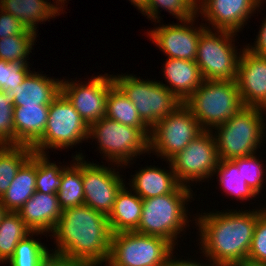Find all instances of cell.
Segmentation results:
<instances>
[{
	"mask_svg": "<svg viewBox=\"0 0 266 266\" xmlns=\"http://www.w3.org/2000/svg\"><path fill=\"white\" fill-rule=\"evenodd\" d=\"M52 234L57 249L51 254L78 266L108 262L112 233L107 215L86 205L65 209Z\"/></svg>",
	"mask_w": 266,
	"mask_h": 266,
	"instance_id": "obj_1",
	"label": "cell"
},
{
	"mask_svg": "<svg viewBox=\"0 0 266 266\" xmlns=\"http://www.w3.org/2000/svg\"><path fill=\"white\" fill-rule=\"evenodd\" d=\"M230 211L203 213L195 219L201 232L200 247L208 260L220 266H232L246 259L257 219L265 212ZM202 237V238H201Z\"/></svg>",
	"mask_w": 266,
	"mask_h": 266,
	"instance_id": "obj_2",
	"label": "cell"
},
{
	"mask_svg": "<svg viewBox=\"0 0 266 266\" xmlns=\"http://www.w3.org/2000/svg\"><path fill=\"white\" fill-rule=\"evenodd\" d=\"M190 186L181 185L175 192L142 199L141 220L136 232L158 236L176 245L177 235L189 223L185 207L193 197Z\"/></svg>",
	"mask_w": 266,
	"mask_h": 266,
	"instance_id": "obj_3",
	"label": "cell"
},
{
	"mask_svg": "<svg viewBox=\"0 0 266 266\" xmlns=\"http://www.w3.org/2000/svg\"><path fill=\"white\" fill-rule=\"evenodd\" d=\"M184 104L204 131H212L244 107L236 80H204Z\"/></svg>",
	"mask_w": 266,
	"mask_h": 266,
	"instance_id": "obj_4",
	"label": "cell"
},
{
	"mask_svg": "<svg viewBox=\"0 0 266 266\" xmlns=\"http://www.w3.org/2000/svg\"><path fill=\"white\" fill-rule=\"evenodd\" d=\"M262 110L244 106L233 118L215 128L219 160H234L256 154L265 136L266 124Z\"/></svg>",
	"mask_w": 266,
	"mask_h": 266,
	"instance_id": "obj_5",
	"label": "cell"
},
{
	"mask_svg": "<svg viewBox=\"0 0 266 266\" xmlns=\"http://www.w3.org/2000/svg\"><path fill=\"white\" fill-rule=\"evenodd\" d=\"M173 249L162 237L136 231L114 233L106 266H164Z\"/></svg>",
	"mask_w": 266,
	"mask_h": 266,
	"instance_id": "obj_6",
	"label": "cell"
},
{
	"mask_svg": "<svg viewBox=\"0 0 266 266\" xmlns=\"http://www.w3.org/2000/svg\"><path fill=\"white\" fill-rule=\"evenodd\" d=\"M113 79L133 103L140 118L150 129L182 104L160 81H144L135 75L124 74L114 75Z\"/></svg>",
	"mask_w": 266,
	"mask_h": 266,
	"instance_id": "obj_7",
	"label": "cell"
},
{
	"mask_svg": "<svg viewBox=\"0 0 266 266\" xmlns=\"http://www.w3.org/2000/svg\"><path fill=\"white\" fill-rule=\"evenodd\" d=\"M89 138L97 139L105 158L118 166H125L133 157L150 152L149 137L140 128L121 124L106 116L89 127Z\"/></svg>",
	"mask_w": 266,
	"mask_h": 266,
	"instance_id": "obj_8",
	"label": "cell"
},
{
	"mask_svg": "<svg viewBox=\"0 0 266 266\" xmlns=\"http://www.w3.org/2000/svg\"><path fill=\"white\" fill-rule=\"evenodd\" d=\"M89 138V126L61 92L49 105L43 136L32 146L33 152L46 154L50 148L73 147Z\"/></svg>",
	"mask_w": 266,
	"mask_h": 266,
	"instance_id": "obj_9",
	"label": "cell"
},
{
	"mask_svg": "<svg viewBox=\"0 0 266 266\" xmlns=\"http://www.w3.org/2000/svg\"><path fill=\"white\" fill-rule=\"evenodd\" d=\"M206 27L199 38L195 60L204 80H236L241 53H237L232 42L237 33L225 30L214 33Z\"/></svg>",
	"mask_w": 266,
	"mask_h": 266,
	"instance_id": "obj_10",
	"label": "cell"
},
{
	"mask_svg": "<svg viewBox=\"0 0 266 266\" xmlns=\"http://www.w3.org/2000/svg\"><path fill=\"white\" fill-rule=\"evenodd\" d=\"M203 132L191 110L182 103L151 128L149 151L168 162Z\"/></svg>",
	"mask_w": 266,
	"mask_h": 266,
	"instance_id": "obj_11",
	"label": "cell"
},
{
	"mask_svg": "<svg viewBox=\"0 0 266 266\" xmlns=\"http://www.w3.org/2000/svg\"><path fill=\"white\" fill-rule=\"evenodd\" d=\"M212 131H204L169 161L181 185L201 181L214 175L219 158ZM189 182V183H188Z\"/></svg>",
	"mask_w": 266,
	"mask_h": 266,
	"instance_id": "obj_12",
	"label": "cell"
},
{
	"mask_svg": "<svg viewBox=\"0 0 266 266\" xmlns=\"http://www.w3.org/2000/svg\"><path fill=\"white\" fill-rule=\"evenodd\" d=\"M89 81L80 84L62 79L61 92L90 127L106 116L107 95L115 82L108 74L92 77Z\"/></svg>",
	"mask_w": 266,
	"mask_h": 266,
	"instance_id": "obj_13",
	"label": "cell"
},
{
	"mask_svg": "<svg viewBox=\"0 0 266 266\" xmlns=\"http://www.w3.org/2000/svg\"><path fill=\"white\" fill-rule=\"evenodd\" d=\"M76 157H82L84 205L108 216L113 209L118 192L125 185L123 178L115 169L88 163L83 159L82 153L77 154Z\"/></svg>",
	"mask_w": 266,
	"mask_h": 266,
	"instance_id": "obj_14",
	"label": "cell"
},
{
	"mask_svg": "<svg viewBox=\"0 0 266 266\" xmlns=\"http://www.w3.org/2000/svg\"><path fill=\"white\" fill-rule=\"evenodd\" d=\"M195 18L181 21L182 25L178 23L156 27L148 32V35L168 58L195 61L199 38L201 33L207 28L204 25L194 28L193 22Z\"/></svg>",
	"mask_w": 266,
	"mask_h": 266,
	"instance_id": "obj_15",
	"label": "cell"
},
{
	"mask_svg": "<svg viewBox=\"0 0 266 266\" xmlns=\"http://www.w3.org/2000/svg\"><path fill=\"white\" fill-rule=\"evenodd\" d=\"M239 58L236 83L245 107L266 111V56L243 48Z\"/></svg>",
	"mask_w": 266,
	"mask_h": 266,
	"instance_id": "obj_16",
	"label": "cell"
},
{
	"mask_svg": "<svg viewBox=\"0 0 266 266\" xmlns=\"http://www.w3.org/2000/svg\"><path fill=\"white\" fill-rule=\"evenodd\" d=\"M198 5V14L200 12L212 28L234 33L239 32L250 14L260 7L256 0H201Z\"/></svg>",
	"mask_w": 266,
	"mask_h": 266,
	"instance_id": "obj_17",
	"label": "cell"
},
{
	"mask_svg": "<svg viewBox=\"0 0 266 266\" xmlns=\"http://www.w3.org/2000/svg\"><path fill=\"white\" fill-rule=\"evenodd\" d=\"M56 80L34 71L15 90L4 92L13 106H49L61 93L62 80Z\"/></svg>",
	"mask_w": 266,
	"mask_h": 266,
	"instance_id": "obj_18",
	"label": "cell"
},
{
	"mask_svg": "<svg viewBox=\"0 0 266 266\" xmlns=\"http://www.w3.org/2000/svg\"><path fill=\"white\" fill-rule=\"evenodd\" d=\"M62 211L57 194L36 191L17 213L32 232L51 233Z\"/></svg>",
	"mask_w": 266,
	"mask_h": 266,
	"instance_id": "obj_19",
	"label": "cell"
},
{
	"mask_svg": "<svg viewBox=\"0 0 266 266\" xmlns=\"http://www.w3.org/2000/svg\"><path fill=\"white\" fill-rule=\"evenodd\" d=\"M164 77L167 87L180 101L184 103L203 83L204 78L195 61L168 58L164 64Z\"/></svg>",
	"mask_w": 266,
	"mask_h": 266,
	"instance_id": "obj_20",
	"label": "cell"
},
{
	"mask_svg": "<svg viewBox=\"0 0 266 266\" xmlns=\"http://www.w3.org/2000/svg\"><path fill=\"white\" fill-rule=\"evenodd\" d=\"M168 162L171 170L165 171L164 169L150 166L136 172V174L133 175L132 181H130L132 191L141 199L175 192L181 184L178 182L173 172L170 161Z\"/></svg>",
	"mask_w": 266,
	"mask_h": 266,
	"instance_id": "obj_21",
	"label": "cell"
},
{
	"mask_svg": "<svg viewBox=\"0 0 266 266\" xmlns=\"http://www.w3.org/2000/svg\"><path fill=\"white\" fill-rule=\"evenodd\" d=\"M49 106H14L15 145L33 146L45 131Z\"/></svg>",
	"mask_w": 266,
	"mask_h": 266,
	"instance_id": "obj_22",
	"label": "cell"
},
{
	"mask_svg": "<svg viewBox=\"0 0 266 266\" xmlns=\"http://www.w3.org/2000/svg\"><path fill=\"white\" fill-rule=\"evenodd\" d=\"M125 185L116 196L113 209L109 213L108 223L112 234L136 231L141 220L142 199L134 192L128 191Z\"/></svg>",
	"mask_w": 266,
	"mask_h": 266,
	"instance_id": "obj_23",
	"label": "cell"
},
{
	"mask_svg": "<svg viewBox=\"0 0 266 266\" xmlns=\"http://www.w3.org/2000/svg\"><path fill=\"white\" fill-rule=\"evenodd\" d=\"M36 192V152L22 164L0 202L6 211L17 212Z\"/></svg>",
	"mask_w": 266,
	"mask_h": 266,
	"instance_id": "obj_24",
	"label": "cell"
},
{
	"mask_svg": "<svg viewBox=\"0 0 266 266\" xmlns=\"http://www.w3.org/2000/svg\"><path fill=\"white\" fill-rule=\"evenodd\" d=\"M46 0H0V8L17 18L29 30L36 32L38 22L60 15L61 6Z\"/></svg>",
	"mask_w": 266,
	"mask_h": 266,
	"instance_id": "obj_25",
	"label": "cell"
},
{
	"mask_svg": "<svg viewBox=\"0 0 266 266\" xmlns=\"http://www.w3.org/2000/svg\"><path fill=\"white\" fill-rule=\"evenodd\" d=\"M106 117L127 126L140 128L150 138L151 129L142 121L133 103L116 84L109 89L107 95Z\"/></svg>",
	"mask_w": 266,
	"mask_h": 266,
	"instance_id": "obj_26",
	"label": "cell"
},
{
	"mask_svg": "<svg viewBox=\"0 0 266 266\" xmlns=\"http://www.w3.org/2000/svg\"><path fill=\"white\" fill-rule=\"evenodd\" d=\"M73 159L76 161L62 170V183L57 193L62 210L84 205L82 157L74 156Z\"/></svg>",
	"mask_w": 266,
	"mask_h": 266,
	"instance_id": "obj_27",
	"label": "cell"
},
{
	"mask_svg": "<svg viewBox=\"0 0 266 266\" xmlns=\"http://www.w3.org/2000/svg\"><path fill=\"white\" fill-rule=\"evenodd\" d=\"M31 232L17 212L7 211L0 220V263L8 261L17 244Z\"/></svg>",
	"mask_w": 266,
	"mask_h": 266,
	"instance_id": "obj_28",
	"label": "cell"
},
{
	"mask_svg": "<svg viewBox=\"0 0 266 266\" xmlns=\"http://www.w3.org/2000/svg\"><path fill=\"white\" fill-rule=\"evenodd\" d=\"M32 153L31 146H0V198L9 188L19 168Z\"/></svg>",
	"mask_w": 266,
	"mask_h": 266,
	"instance_id": "obj_29",
	"label": "cell"
},
{
	"mask_svg": "<svg viewBox=\"0 0 266 266\" xmlns=\"http://www.w3.org/2000/svg\"><path fill=\"white\" fill-rule=\"evenodd\" d=\"M217 173L219 183L224 192L239 200H249L257 194L246 184L237 166L231 160H219L214 174Z\"/></svg>",
	"mask_w": 266,
	"mask_h": 266,
	"instance_id": "obj_30",
	"label": "cell"
},
{
	"mask_svg": "<svg viewBox=\"0 0 266 266\" xmlns=\"http://www.w3.org/2000/svg\"><path fill=\"white\" fill-rule=\"evenodd\" d=\"M42 232H31L16 246L13 256L7 261L10 266H40L51 253L41 242L31 238Z\"/></svg>",
	"mask_w": 266,
	"mask_h": 266,
	"instance_id": "obj_31",
	"label": "cell"
},
{
	"mask_svg": "<svg viewBox=\"0 0 266 266\" xmlns=\"http://www.w3.org/2000/svg\"><path fill=\"white\" fill-rule=\"evenodd\" d=\"M197 6L198 4L194 0H148L141 13L159 23V8H163L181 22L196 17L198 15Z\"/></svg>",
	"mask_w": 266,
	"mask_h": 266,
	"instance_id": "obj_32",
	"label": "cell"
},
{
	"mask_svg": "<svg viewBox=\"0 0 266 266\" xmlns=\"http://www.w3.org/2000/svg\"><path fill=\"white\" fill-rule=\"evenodd\" d=\"M37 32L18 34L0 39V60L7 62L29 63L28 55L32 52Z\"/></svg>",
	"mask_w": 266,
	"mask_h": 266,
	"instance_id": "obj_33",
	"label": "cell"
},
{
	"mask_svg": "<svg viewBox=\"0 0 266 266\" xmlns=\"http://www.w3.org/2000/svg\"><path fill=\"white\" fill-rule=\"evenodd\" d=\"M47 154L36 153V191L44 194H57L62 183V170L50 163Z\"/></svg>",
	"mask_w": 266,
	"mask_h": 266,
	"instance_id": "obj_34",
	"label": "cell"
},
{
	"mask_svg": "<svg viewBox=\"0 0 266 266\" xmlns=\"http://www.w3.org/2000/svg\"><path fill=\"white\" fill-rule=\"evenodd\" d=\"M245 179L246 184L258 195L264 182V169L256 155L245 156L231 160ZM266 172V171H265ZM266 174V173H265Z\"/></svg>",
	"mask_w": 266,
	"mask_h": 266,
	"instance_id": "obj_35",
	"label": "cell"
},
{
	"mask_svg": "<svg viewBox=\"0 0 266 266\" xmlns=\"http://www.w3.org/2000/svg\"><path fill=\"white\" fill-rule=\"evenodd\" d=\"M28 65V63L0 60V90H15L18 85H21L32 72Z\"/></svg>",
	"mask_w": 266,
	"mask_h": 266,
	"instance_id": "obj_36",
	"label": "cell"
},
{
	"mask_svg": "<svg viewBox=\"0 0 266 266\" xmlns=\"http://www.w3.org/2000/svg\"><path fill=\"white\" fill-rule=\"evenodd\" d=\"M14 106L0 90V146H15Z\"/></svg>",
	"mask_w": 266,
	"mask_h": 266,
	"instance_id": "obj_37",
	"label": "cell"
},
{
	"mask_svg": "<svg viewBox=\"0 0 266 266\" xmlns=\"http://www.w3.org/2000/svg\"><path fill=\"white\" fill-rule=\"evenodd\" d=\"M257 219L252 237L251 247L247 258L257 262L266 263V208Z\"/></svg>",
	"mask_w": 266,
	"mask_h": 266,
	"instance_id": "obj_38",
	"label": "cell"
},
{
	"mask_svg": "<svg viewBox=\"0 0 266 266\" xmlns=\"http://www.w3.org/2000/svg\"><path fill=\"white\" fill-rule=\"evenodd\" d=\"M29 30L17 18L0 8V39L18 34H29Z\"/></svg>",
	"mask_w": 266,
	"mask_h": 266,
	"instance_id": "obj_39",
	"label": "cell"
},
{
	"mask_svg": "<svg viewBox=\"0 0 266 266\" xmlns=\"http://www.w3.org/2000/svg\"><path fill=\"white\" fill-rule=\"evenodd\" d=\"M262 22L263 23L260 27L259 34L256 36L257 40L255 44L250 46L251 48L249 47V44L245 47L253 54L266 56V19H264Z\"/></svg>",
	"mask_w": 266,
	"mask_h": 266,
	"instance_id": "obj_40",
	"label": "cell"
},
{
	"mask_svg": "<svg viewBox=\"0 0 266 266\" xmlns=\"http://www.w3.org/2000/svg\"><path fill=\"white\" fill-rule=\"evenodd\" d=\"M40 266H78L67 259L51 254Z\"/></svg>",
	"mask_w": 266,
	"mask_h": 266,
	"instance_id": "obj_41",
	"label": "cell"
},
{
	"mask_svg": "<svg viewBox=\"0 0 266 266\" xmlns=\"http://www.w3.org/2000/svg\"><path fill=\"white\" fill-rule=\"evenodd\" d=\"M173 256V252L169 255L167 261H166V264L164 266H220L216 263H212V264H201V263H198V262H192V261H188V260H178L177 258L175 259H172ZM177 259V260H176Z\"/></svg>",
	"mask_w": 266,
	"mask_h": 266,
	"instance_id": "obj_42",
	"label": "cell"
},
{
	"mask_svg": "<svg viewBox=\"0 0 266 266\" xmlns=\"http://www.w3.org/2000/svg\"><path fill=\"white\" fill-rule=\"evenodd\" d=\"M232 266H266V263L257 262L246 258L239 262L234 263Z\"/></svg>",
	"mask_w": 266,
	"mask_h": 266,
	"instance_id": "obj_43",
	"label": "cell"
},
{
	"mask_svg": "<svg viewBox=\"0 0 266 266\" xmlns=\"http://www.w3.org/2000/svg\"><path fill=\"white\" fill-rule=\"evenodd\" d=\"M133 6L137 7L138 10H142L147 4L148 0H129Z\"/></svg>",
	"mask_w": 266,
	"mask_h": 266,
	"instance_id": "obj_44",
	"label": "cell"
},
{
	"mask_svg": "<svg viewBox=\"0 0 266 266\" xmlns=\"http://www.w3.org/2000/svg\"><path fill=\"white\" fill-rule=\"evenodd\" d=\"M7 211L5 210L4 206L2 205V203L0 202V220L2 218V216L6 213Z\"/></svg>",
	"mask_w": 266,
	"mask_h": 266,
	"instance_id": "obj_45",
	"label": "cell"
},
{
	"mask_svg": "<svg viewBox=\"0 0 266 266\" xmlns=\"http://www.w3.org/2000/svg\"><path fill=\"white\" fill-rule=\"evenodd\" d=\"M55 1H56L57 5L60 6V4H61V8H62V7H64V4L63 3H65L64 1H66V0H55Z\"/></svg>",
	"mask_w": 266,
	"mask_h": 266,
	"instance_id": "obj_46",
	"label": "cell"
},
{
	"mask_svg": "<svg viewBox=\"0 0 266 266\" xmlns=\"http://www.w3.org/2000/svg\"><path fill=\"white\" fill-rule=\"evenodd\" d=\"M260 5H262L263 0H256Z\"/></svg>",
	"mask_w": 266,
	"mask_h": 266,
	"instance_id": "obj_47",
	"label": "cell"
}]
</instances>
